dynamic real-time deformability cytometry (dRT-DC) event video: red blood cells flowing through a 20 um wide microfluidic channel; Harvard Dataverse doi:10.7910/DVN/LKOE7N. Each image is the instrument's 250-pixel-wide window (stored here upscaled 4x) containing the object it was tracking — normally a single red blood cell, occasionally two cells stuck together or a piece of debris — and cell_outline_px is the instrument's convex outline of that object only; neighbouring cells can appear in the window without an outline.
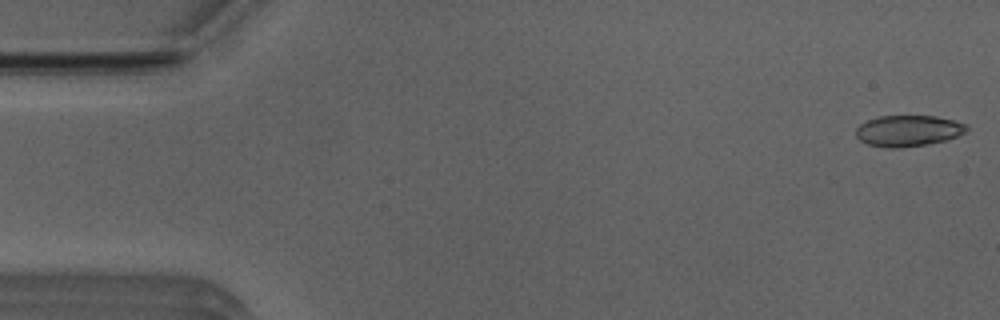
{"species": "Egyptian fruit bat (a non-hibernating species)", "species_latin": "Rousettus aegyptiacus", "temperature_condition": "room temperature", "stored_images_in_passage": 51, "camera_frame_rate_fps": 3000, "um_per_image_px": 0.085, "animal": {"sex": "male"}, "frame": {"image": 1, "passage_image": 1, "time_ms": 0.0, "image_size_px": [1000, 320], "cell_outline_px": [[968, 128], [964, 132], [956, 136], [944, 140], [928, 144], [900, 148], [888, 148], [868, 144], [860, 140], [856, 136], [856, 128], [860, 124], [868, 120], [880, 116], [936, 116], [968, 124]], "centroid_in_image_um": [77.18, 11.12], "position_along_channel_um": 7.8, "area_um2": 19.94}}
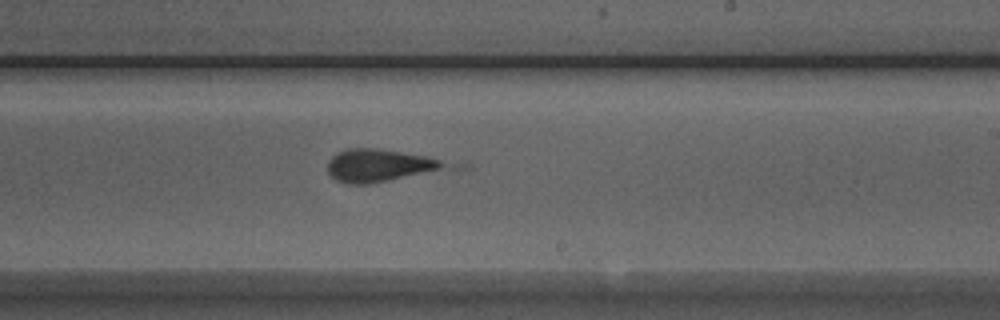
{"frame": {"image": 2, "passage_image": 30, "time_ms": 9.667, "image_size_px": [1000, 320], "cell_outline_px": [[472, 168], [368, 184], [348, 184], [336, 180], [328, 172], [328, 160], [336, 152], [344, 148], [376, 148], [472, 164]], "centroid_in_image_um": [32.74, 14.09], "position_along_channel_um": 256.3, "area_um2": 24.68}}
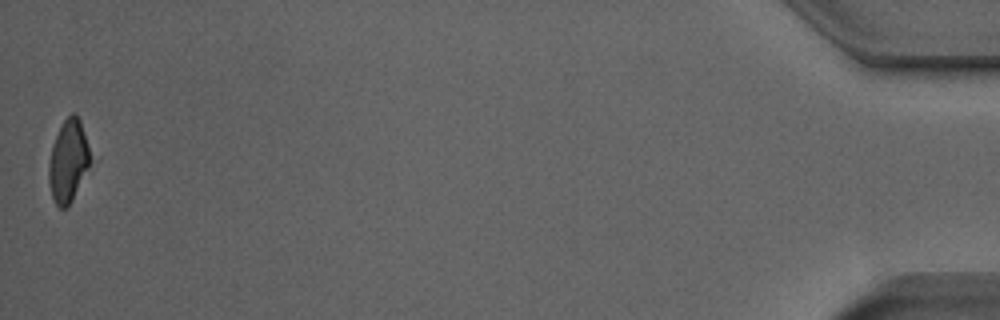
{"frame": {"image": 3, "passage_image": 51, "time_ms": 16.667, "image_size_px": [1000, 320], "cell_outline_px": [[100, 160], [72, 200], [64, 208], [60, 208], [56, 204], [52, 196], [48, 180], [48, 164], [52, 144], [64, 120], [72, 112], [76, 112], [100, 156]], "centroid_in_image_um": [6.01, 13.64], "position_along_channel_um": 429.2, "area_um2": 22.31}}